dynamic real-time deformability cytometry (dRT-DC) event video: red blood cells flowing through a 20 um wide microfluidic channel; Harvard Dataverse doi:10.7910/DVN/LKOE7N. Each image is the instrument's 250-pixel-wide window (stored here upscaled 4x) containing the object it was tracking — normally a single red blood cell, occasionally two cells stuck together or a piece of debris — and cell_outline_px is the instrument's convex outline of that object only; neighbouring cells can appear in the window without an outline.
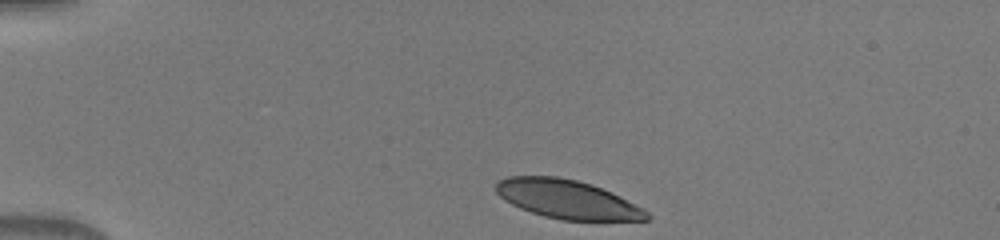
{"species": "human", "species_latin": "Homo sapiens", "temperature_condition": "warm", "stored_images_in_passage": 40, "camera_frame_rate_fps": 3000, "um_per_image_px": 0.085, "donor": {"sex": "male"}, "frame": {"image": 1, "passage_image": 1, "time_ms": 0.0, "image_size_px": [1000, 240], "cell_outline_px": [[652, 216], [648, 220], [560, 220], [544, 216], [520, 208], [504, 200], [496, 192], [496, 180], [508, 176], [556, 176], [576, 180], [592, 184], [612, 192], [644, 208]], "centroid_in_image_um": [48.23, 16.93], "position_along_channel_um": 36.8, "area_um2": 34.16}}
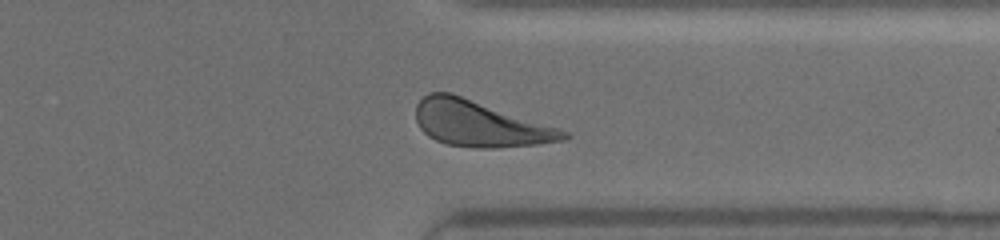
{"frame": {"image": 2, "passage_image": 30, "time_ms": 9.667, "image_size_px": [1000, 240], "cell_outline_px": [[572, 136], [564, 140], [536, 144], [496, 148], [476, 148], [444, 144], [428, 136], [420, 128], [416, 120], [416, 104], [428, 92], [452, 92], [560, 128], [568, 132]], "centroid_in_image_um": [40.78, 10.51], "position_along_channel_um": 370.6, "area_um2": 39.77}}
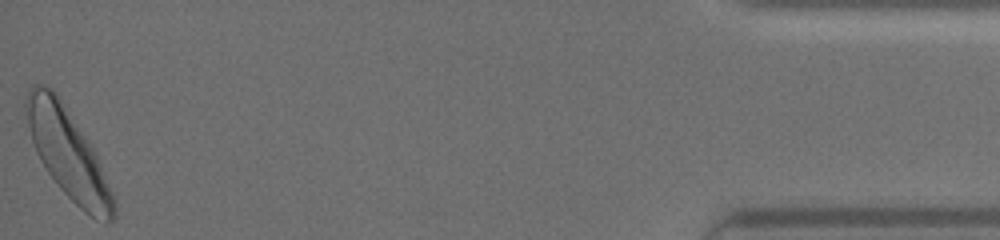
{"frame": {"image": 3, "passage_image": 40, "time_ms": 13.0, "image_size_px": [1000, 240], "cell_outline_px": [[116, 216], [108, 224], [104, 224], [96, 220], [84, 212], [60, 188], [48, 172], [40, 160], [36, 152], [32, 140], [28, 124], [24, 104], [24, 100], [32, 84], [40, 84], [52, 88], [56, 92], [64, 104], [92, 148], [96, 156], [116, 200]], "centroid_in_image_um": [5.79, 13.09], "position_along_channel_um": 429.4, "area_um2": 44.97}}